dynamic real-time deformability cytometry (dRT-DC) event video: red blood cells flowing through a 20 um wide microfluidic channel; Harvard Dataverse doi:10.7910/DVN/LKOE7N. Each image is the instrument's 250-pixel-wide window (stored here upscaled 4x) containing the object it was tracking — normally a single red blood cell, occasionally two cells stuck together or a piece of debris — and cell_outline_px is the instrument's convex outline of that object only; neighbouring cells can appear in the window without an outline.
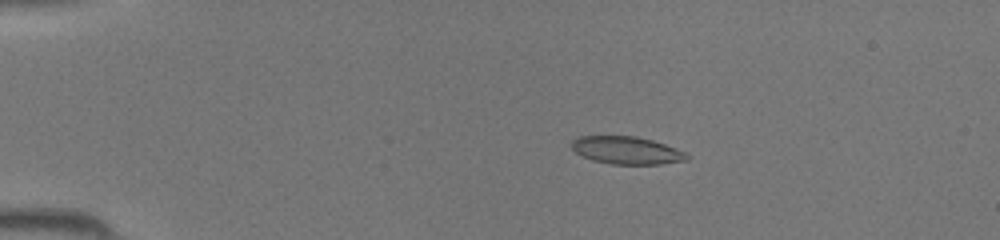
{"species": "common noctule bat (a hibernating species)", "species_latin": "Nyctalus noctula", "temperature_condition": "room temperature", "stored_images_in_passage": 44, "camera_frame_rate_fps": 3000, "um_per_image_px": 0.085, "animal": {"sex": "female", "body_mass_g": 19.5, "forearm_length_mm": 54.1}, "frame": {"image": 1, "passage_image": 9, "time_ms": 2.667, "image_size_px": [1000, 240], "cell_outline_px": [[692, 156], [688, 160], [660, 164], [612, 164], [592, 160], [576, 152], [572, 148], [572, 140], [576, 136], [636, 136], [652, 140], [676, 148]], "centroid_in_image_um": [53.29, 12.77], "position_along_channel_um": 31.7, "area_um2": 18.55}}
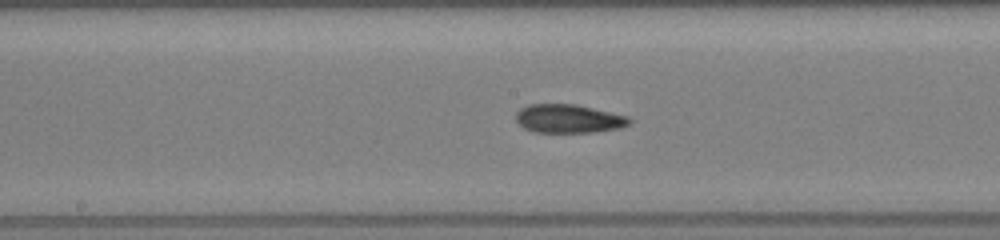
{"frame": {"image": 2, "passage_image": 24, "time_ms": 7.667, "image_size_px": [1000, 240], "cell_outline_px": [[632, 124], [620, 128], [592, 132], [532, 132], [524, 128], [516, 120], [516, 112], [520, 108], [528, 104], [576, 104], [628, 116], [632, 120]], "centroid_in_image_um": [48.34, 10.08], "position_along_channel_um": 199.9, "area_um2": 19.02}}
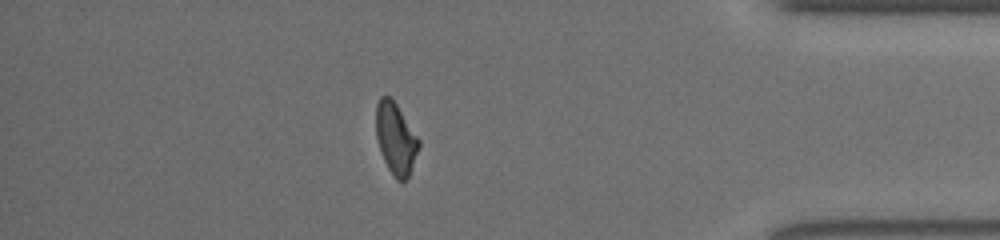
{"frame": {"image": 3, "passage_image": 39, "time_ms": 12.667, "image_size_px": [1000, 240], "cell_outline_px": [[420, 144], [408, 176], [404, 180], [396, 180], [388, 168], [380, 152], [376, 136], [376, 104], [380, 96], [388, 96], [396, 104], [420, 140]], "centroid_in_image_um": [33.61, 11.76], "position_along_channel_um": 401.6, "area_um2": 17.51}}